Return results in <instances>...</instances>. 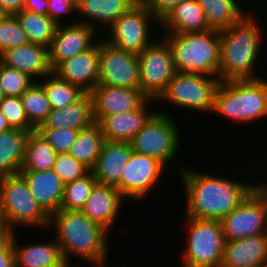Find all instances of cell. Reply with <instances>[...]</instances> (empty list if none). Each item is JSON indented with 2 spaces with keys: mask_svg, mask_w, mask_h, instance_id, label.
Masks as SVG:
<instances>
[{
  "mask_svg": "<svg viewBox=\"0 0 267 267\" xmlns=\"http://www.w3.org/2000/svg\"><path fill=\"white\" fill-rule=\"evenodd\" d=\"M23 10L33 12L37 15H47L48 0H24Z\"/></svg>",
  "mask_w": 267,
  "mask_h": 267,
  "instance_id": "44",
  "label": "cell"
},
{
  "mask_svg": "<svg viewBox=\"0 0 267 267\" xmlns=\"http://www.w3.org/2000/svg\"><path fill=\"white\" fill-rule=\"evenodd\" d=\"M156 110V101L147 99L138 109L105 116L97 124L106 141L130 142L157 112Z\"/></svg>",
  "mask_w": 267,
  "mask_h": 267,
  "instance_id": "19",
  "label": "cell"
},
{
  "mask_svg": "<svg viewBox=\"0 0 267 267\" xmlns=\"http://www.w3.org/2000/svg\"><path fill=\"white\" fill-rule=\"evenodd\" d=\"M36 131L45 138L56 153H67L79 132L67 128H37Z\"/></svg>",
  "mask_w": 267,
  "mask_h": 267,
  "instance_id": "40",
  "label": "cell"
},
{
  "mask_svg": "<svg viewBox=\"0 0 267 267\" xmlns=\"http://www.w3.org/2000/svg\"><path fill=\"white\" fill-rule=\"evenodd\" d=\"M47 15L57 25L76 22V0H48Z\"/></svg>",
  "mask_w": 267,
  "mask_h": 267,
  "instance_id": "41",
  "label": "cell"
},
{
  "mask_svg": "<svg viewBox=\"0 0 267 267\" xmlns=\"http://www.w3.org/2000/svg\"><path fill=\"white\" fill-rule=\"evenodd\" d=\"M221 224L226 241L267 234V189L259 183Z\"/></svg>",
  "mask_w": 267,
  "mask_h": 267,
  "instance_id": "11",
  "label": "cell"
},
{
  "mask_svg": "<svg viewBox=\"0 0 267 267\" xmlns=\"http://www.w3.org/2000/svg\"><path fill=\"white\" fill-rule=\"evenodd\" d=\"M111 87L139 89V62L137 55L124 52L99 39V81Z\"/></svg>",
  "mask_w": 267,
  "mask_h": 267,
  "instance_id": "14",
  "label": "cell"
},
{
  "mask_svg": "<svg viewBox=\"0 0 267 267\" xmlns=\"http://www.w3.org/2000/svg\"><path fill=\"white\" fill-rule=\"evenodd\" d=\"M185 236L180 266L221 267L226 245L220 220L182 217ZM186 227V228H185ZM185 234V235H184Z\"/></svg>",
  "mask_w": 267,
  "mask_h": 267,
  "instance_id": "8",
  "label": "cell"
},
{
  "mask_svg": "<svg viewBox=\"0 0 267 267\" xmlns=\"http://www.w3.org/2000/svg\"><path fill=\"white\" fill-rule=\"evenodd\" d=\"M84 262L80 265H76L74 262L72 263L71 261H65L60 267H82L81 265H83Z\"/></svg>",
  "mask_w": 267,
  "mask_h": 267,
  "instance_id": "48",
  "label": "cell"
},
{
  "mask_svg": "<svg viewBox=\"0 0 267 267\" xmlns=\"http://www.w3.org/2000/svg\"><path fill=\"white\" fill-rule=\"evenodd\" d=\"M48 230H52L65 261H73L75 256L87 267L109 264L110 233L81 211L59 210L50 217Z\"/></svg>",
  "mask_w": 267,
  "mask_h": 267,
  "instance_id": "3",
  "label": "cell"
},
{
  "mask_svg": "<svg viewBox=\"0 0 267 267\" xmlns=\"http://www.w3.org/2000/svg\"><path fill=\"white\" fill-rule=\"evenodd\" d=\"M0 7L9 16H15L24 9V0H0Z\"/></svg>",
  "mask_w": 267,
  "mask_h": 267,
  "instance_id": "45",
  "label": "cell"
},
{
  "mask_svg": "<svg viewBox=\"0 0 267 267\" xmlns=\"http://www.w3.org/2000/svg\"><path fill=\"white\" fill-rule=\"evenodd\" d=\"M0 267H15V254L12 240L0 247Z\"/></svg>",
  "mask_w": 267,
  "mask_h": 267,
  "instance_id": "43",
  "label": "cell"
},
{
  "mask_svg": "<svg viewBox=\"0 0 267 267\" xmlns=\"http://www.w3.org/2000/svg\"><path fill=\"white\" fill-rule=\"evenodd\" d=\"M266 6L267 0H261L241 20L220 31L221 81L256 80L266 77L261 71L260 75L258 70L261 68L258 63L264 59L261 57L264 53L262 50L267 48L264 45L267 42Z\"/></svg>",
  "mask_w": 267,
  "mask_h": 267,
  "instance_id": "2",
  "label": "cell"
},
{
  "mask_svg": "<svg viewBox=\"0 0 267 267\" xmlns=\"http://www.w3.org/2000/svg\"><path fill=\"white\" fill-rule=\"evenodd\" d=\"M95 123L93 118V99L91 94L84 93L77 101L50 113L38 128H67L84 130Z\"/></svg>",
  "mask_w": 267,
  "mask_h": 267,
  "instance_id": "26",
  "label": "cell"
},
{
  "mask_svg": "<svg viewBox=\"0 0 267 267\" xmlns=\"http://www.w3.org/2000/svg\"><path fill=\"white\" fill-rule=\"evenodd\" d=\"M53 170L64 184L82 178L91 171L68 153H57Z\"/></svg>",
  "mask_w": 267,
  "mask_h": 267,
  "instance_id": "39",
  "label": "cell"
},
{
  "mask_svg": "<svg viewBox=\"0 0 267 267\" xmlns=\"http://www.w3.org/2000/svg\"><path fill=\"white\" fill-rule=\"evenodd\" d=\"M12 129L6 119V117L0 111V133L7 132Z\"/></svg>",
  "mask_w": 267,
  "mask_h": 267,
  "instance_id": "47",
  "label": "cell"
},
{
  "mask_svg": "<svg viewBox=\"0 0 267 267\" xmlns=\"http://www.w3.org/2000/svg\"><path fill=\"white\" fill-rule=\"evenodd\" d=\"M129 142L104 141L95 167L91 170L97 183L116 186L132 153Z\"/></svg>",
  "mask_w": 267,
  "mask_h": 267,
  "instance_id": "24",
  "label": "cell"
},
{
  "mask_svg": "<svg viewBox=\"0 0 267 267\" xmlns=\"http://www.w3.org/2000/svg\"><path fill=\"white\" fill-rule=\"evenodd\" d=\"M220 81L219 78L213 76L176 72L169 81L165 92L156 101L159 109L157 111L169 115V113H173L170 112L173 111V109L171 110L173 107L175 108L174 111L178 108L179 111L183 109L185 112L187 110V114L190 112V115L192 112L193 114L194 112L200 113V116L201 114L212 115L215 93ZM158 104L163 106L161 111ZM169 105L170 111H167L165 108H169Z\"/></svg>",
  "mask_w": 267,
  "mask_h": 267,
  "instance_id": "7",
  "label": "cell"
},
{
  "mask_svg": "<svg viewBox=\"0 0 267 267\" xmlns=\"http://www.w3.org/2000/svg\"><path fill=\"white\" fill-rule=\"evenodd\" d=\"M31 194L43 211L51 217L60 210L63 199L64 183L53 169L46 171H20Z\"/></svg>",
  "mask_w": 267,
  "mask_h": 267,
  "instance_id": "22",
  "label": "cell"
},
{
  "mask_svg": "<svg viewBox=\"0 0 267 267\" xmlns=\"http://www.w3.org/2000/svg\"><path fill=\"white\" fill-rule=\"evenodd\" d=\"M5 97L3 91H2V87L0 85V101Z\"/></svg>",
  "mask_w": 267,
  "mask_h": 267,
  "instance_id": "51",
  "label": "cell"
},
{
  "mask_svg": "<svg viewBox=\"0 0 267 267\" xmlns=\"http://www.w3.org/2000/svg\"><path fill=\"white\" fill-rule=\"evenodd\" d=\"M174 118V113L168 115L157 111L129 143L134 152L157 159L166 169L173 162L171 167L176 164L174 167H177L175 170L179 173L184 168L182 163L181 166L177 162L182 154L183 131L180 129L184 126L179 125L181 122L178 123Z\"/></svg>",
  "mask_w": 267,
  "mask_h": 267,
  "instance_id": "6",
  "label": "cell"
},
{
  "mask_svg": "<svg viewBox=\"0 0 267 267\" xmlns=\"http://www.w3.org/2000/svg\"><path fill=\"white\" fill-rule=\"evenodd\" d=\"M53 73L90 94L99 81V40L90 49L61 62Z\"/></svg>",
  "mask_w": 267,
  "mask_h": 267,
  "instance_id": "18",
  "label": "cell"
},
{
  "mask_svg": "<svg viewBox=\"0 0 267 267\" xmlns=\"http://www.w3.org/2000/svg\"><path fill=\"white\" fill-rule=\"evenodd\" d=\"M256 267H267V264L263 265V266H256Z\"/></svg>",
  "mask_w": 267,
  "mask_h": 267,
  "instance_id": "53",
  "label": "cell"
},
{
  "mask_svg": "<svg viewBox=\"0 0 267 267\" xmlns=\"http://www.w3.org/2000/svg\"><path fill=\"white\" fill-rule=\"evenodd\" d=\"M34 82L27 73L0 62V85L5 96L20 97Z\"/></svg>",
  "mask_w": 267,
  "mask_h": 267,
  "instance_id": "36",
  "label": "cell"
},
{
  "mask_svg": "<svg viewBox=\"0 0 267 267\" xmlns=\"http://www.w3.org/2000/svg\"><path fill=\"white\" fill-rule=\"evenodd\" d=\"M30 43L15 16L7 15L0 21V55L9 49Z\"/></svg>",
  "mask_w": 267,
  "mask_h": 267,
  "instance_id": "38",
  "label": "cell"
},
{
  "mask_svg": "<svg viewBox=\"0 0 267 267\" xmlns=\"http://www.w3.org/2000/svg\"><path fill=\"white\" fill-rule=\"evenodd\" d=\"M93 118L98 123L103 117L138 109L148 98L140 89L111 87L97 84L91 91Z\"/></svg>",
  "mask_w": 267,
  "mask_h": 267,
  "instance_id": "16",
  "label": "cell"
},
{
  "mask_svg": "<svg viewBox=\"0 0 267 267\" xmlns=\"http://www.w3.org/2000/svg\"><path fill=\"white\" fill-rule=\"evenodd\" d=\"M0 111L6 117L12 129L27 132L36 130L28 121L21 97L5 96L0 101Z\"/></svg>",
  "mask_w": 267,
  "mask_h": 267,
  "instance_id": "37",
  "label": "cell"
},
{
  "mask_svg": "<svg viewBox=\"0 0 267 267\" xmlns=\"http://www.w3.org/2000/svg\"><path fill=\"white\" fill-rule=\"evenodd\" d=\"M20 97L29 123L37 129L52 109L43 87L35 81Z\"/></svg>",
  "mask_w": 267,
  "mask_h": 267,
  "instance_id": "34",
  "label": "cell"
},
{
  "mask_svg": "<svg viewBox=\"0 0 267 267\" xmlns=\"http://www.w3.org/2000/svg\"><path fill=\"white\" fill-rule=\"evenodd\" d=\"M96 183L92 171L82 178L66 183L60 210L80 211Z\"/></svg>",
  "mask_w": 267,
  "mask_h": 267,
  "instance_id": "35",
  "label": "cell"
},
{
  "mask_svg": "<svg viewBox=\"0 0 267 267\" xmlns=\"http://www.w3.org/2000/svg\"><path fill=\"white\" fill-rule=\"evenodd\" d=\"M260 180V183L267 189V180H262L261 181V179H259Z\"/></svg>",
  "mask_w": 267,
  "mask_h": 267,
  "instance_id": "52",
  "label": "cell"
},
{
  "mask_svg": "<svg viewBox=\"0 0 267 267\" xmlns=\"http://www.w3.org/2000/svg\"><path fill=\"white\" fill-rule=\"evenodd\" d=\"M165 168L157 159L132 151L121 180L115 187L128 202L141 203L150 194L152 196V191L165 178Z\"/></svg>",
  "mask_w": 267,
  "mask_h": 267,
  "instance_id": "13",
  "label": "cell"
},
{
  "mask_svg": "<svg viewBox=\"0 0 267 267\" xmlns=\"http://www.w3.org/2000/svg\"><path fill=\"white\" fill-rule=\"evenodd\" d=\"M173 54L176 72L220 79V32L160 33Z\"/></svg>",
  "mask_w": 267,
  "mask_h": 267,
  "instance_id": "5",
  "label": "cell"
},
{
  "mask_svg": "<svg viewBox=\"0 0 267 267\" xmlns=\"http://www.w3.org/2000/svg\"><path fill=\"white\" fill-rule=\"evenodd\" d=\"M261 0H196L203 8L209 29L222 31L241 20Z\"/></svg>",
  "mask_w": 267,
  "mask_h": 267,
  "instance_id": "27",
  "label": "cell"
},
{
  "mask_svg": "<svg viewBox=\"0 0 267 267\" xmlns=\"http://www.w3.org/2000/svg\"><path fill=\"white\" fill-rule=\"evenodd\" d=\"M0 62L27 73L35 81L53 72L49 64L48 48L33 43L4 51L0 55Z\"/></svg>",
  "mask_w": 267,
  "mask_h": 267,
  "instance_id": "21",
  "label": "cell"
},
{
  "mask_svg": "<svg viewBox=\"0 0 267 267\" xmlns=\"http://www.w3.org/2000/svg\"><path fill=\"white\" fill-rule=\"evenodd\" d=\"M104 141L100 126L94 123L89 128L78 132L67 153L92 170L97 163Z\"/></svg>",
  "mask_w": 267,
  "mask_h": 267,
  "instance_id": "30",
  "label": "cell"
},
{
  "mask_svg": "<svg viewBox=\"0 0 267 267\" xmlns=\"http://www.w3.org/2000/svg\"><path fill=\"white\" fill-rule=\"evenodd\" d=\"M136 4L134 0H76L77 21L94 28L102 36Z\"/></svg>",
  "mask_w": 267,
  "mask_h": 267,
  "instance_id": "20",
  "label": "cell"
},
{
  "mask_svg": "<svg viewBox=\"0 0 267 267\" xmlns=\"http://www.w3.org/2000/svg\"><path fill=\"white\" fill-rule=\"evenodd\" d=\"M99 267H110V264L109 265L108 264H105V265H102V266H99ZM112 267H126V266L125 265L122 266L121 264L119 265V263H118V266H116V265L114 266L113 265ZM127 267H131V266L128 265Z\"/></svg>",
  "mask_w": 267,
  "mask_h": 267,
  "instance_id": "50",
  "label": "cell"
},
{
  "mask_svg": "<svg viewBox=\"0 0 267 267\" xmlns=\"http://www.w3.org/2000/svg\"><path fill=\"white\" fill-rule=\"evenodd\" d=\"M29 133L20 129L0 133V177L20 173Z\"/></svg>",
  "mask_w": 267,
  "mask_h": 267,
  "instance_id": "29",
  "label": "cell"
},
{
  "mask_svg": "<svg viewBox=\"0 0 267 267\" xmlns=\"http://www.w3.org/2000/svg\"><path fill=\"white\" fill-rule=\"evenodd\" d=\"M44 89L52 109H59L77 101L84 92L60 79L53 72L37 81Z\"/></svg>",
  "mask_w": 267,
  "mask_h": 267,
  "instance_id": "33",
  "label": "cell"
},
{
  "mask_svg": "<svg viewBox=\"0 0 267 267\" xmlns=\"http://www.w3.org/2000/svg\"><path fill=\"white\" fill-rule=\"evenodd\" d=\"M136 3H140L141 0H134Z\"/></svg>",
  "mask_w": 267,
  "mask_h": 267,
  "instance_id": "54",
  "label": "cell"
},
{
  "mask_svg": "<svg viewBox=\"0 0 267 267\" xmlns=\"http://www.w3.org/2000/svg\"><path fill=\"white\" fill-rule=\"evenodd\" d=\"M18 231L11 236L14 254L15 267H60L64 262L61 249L53 236L44 242L21 245L19 243ZM18 236V238H17Z\"/></svg>",
  "mask_w": 267,
  "mask_h": 267,
  "instance_id": "23",
  "label": "cell"
},
{
  "mask_svg": "<svg viewBox=\"0 0 267 267\" xmlns=\"http://www.w3.org/2000/svg\"><path fill=\"white\" fill-rule=\"evenodd\" d=\"M137 58L139 89L148 99L157 101L176 73L171 47L160 35Z\"/></svg>",
  "mask_w": 267,
  "mask_h": 267,
  "instance_id": "12",
  "label": "cell"
},
{
  "mask_svg": "<svg viewBox=\"0 0 267 267\" xmlns=\"http://www.w3.org/2000/svg\"><path fill=\"white\" fill-rule=\"evenodd\" d=\"M101 37L94 28L78 21L58 25L48 47L52 70L66 59L90 49Z\"/></svg>",
  "mask_w": 267,
  "mask_h": 267,
  "instance_id": "15",
  "label": "cell"
},
{
  "mask_svg": "<svg viewBox=\"0 0 267 267\" xmlns=\"http://www.w3.org/2000/svg\"><path fill=\"white\" fill-rule=\"evenodd\" d=\"M267 77L256 80L220 81L212 116L236 126L254 125L267 118ZM227 119V120H226Z\"/></svg>",
  "mask_w": 267,
  "mask_h": 267,
  "instance_id": "4",
  "label": "cell"
},
{
  "mask_svg": "<svg viewBox=\"0 0 267 267\" xmlns=\"http://www.w3.org/2000/svg\"><path fill=\"white\" fill-rule=\"evenodd\" d=\"M0 215L13 232L21 226L42 232L50 225V217L39 206L20 174L0 177Z\"/></svg>",
  "mask_w": 267,
  "mask_h": 267,
  "instance_id": "9",
  "label": "cell"
},
{
  "mask_svg": "<svg viewBox=\"0 0 267 267\" xmlns=\"http://www.w3.org/2000/svg\"><path fill=\"white\" fill-rule=\"evenodd\" d=\"M13 231L9 228L5 219L0 215V247L11 240Z\"/></svg>",
  "mask_w": 267,
  "mask_h": 267,
  "instance_id": "46",
  "label": "cell"
},
{
  "mask_svg": "<svg viewBox=\"0 0 267 267\" xmlns=\"http://www.w3.org/2000/svg\"><path fill=\"white\" fill-rule=\"evenodd\" d=\"M210 30L203 8L196 0H183L160 21V33L202 32Z\"/></svg>",
  "mask_w": 267,
  "mask_h": 267,
  "instance_id": "28",
  "label": "cell"
},
{
  "mask_svg": "<svg viewBox=\"0 0 267 267\" xmlns=\"http://www.w3.org/2000/svg\"><path fill=\"white\" fill-rule=\"evenodd\" d=\"M267 264V234L226 241L221 267H256Z\"/></svg>",
  "mask_w": 267,
  "mask_h": 267,
  "instance_id": "25",
  "label": "cell"
},
{
  "mask_svg": "<svg viewBox=\"0 0 267 267\" xmlns=\"http://www.w3.org/2000/svg\"><path fill=\"white\" fill-rule=\"evenodd\" d=\"M57 153L36 130L29 133L21 171H46L54 167Z\"/></svg>",
  "mask_w": 267,
  "mask_h": 267,
  "instance_id": "31",
  "label": "cell"
},
{
  "mask_svg": "<svg viewBox=\"0 0 267 267\" xmlns=\"http://www.w3.org/2000/svg\"><path fill=\"white\" fill-rule=\"evenodd\" d=\"M126 202L115 186L96 183L80 211L111 233Z\"/></svg>",
  "mask_w": 267,
  "mask_h": 267,
  "instance_id": "17",
  "label": "cell"
},
{
  "mask_svg": "<svg viewBox=\"0 0 267 267\" xmlns=\"http://www.w3.org/2000/svg\"><path fill=\"white\" fill-rule=\"evenodd\" d=\"M241 171L239 174L242 180L240 176L236 180L235 175L234 179L233 176H225L222 172L216 175L212 171L208 174L197 168L195 170L187 165L184 166L179 173H176L185 195L182 196L185 197L183 203L185 210L182 216L221 221L260 183L255 178L249 182Z\"/></svg>",
  "mask_w": 267,
  "mask_h": 267,
  "instance_id": "1",
  "label": "cell"
},
{
  "mask_svg": "<svg viewBox=\"0 0 267 267\" xmlns=\"http://www.w3.org/2000/svg\"><path fill=\"white\" fill-rule=\"evenodd\" d=\"M7 14L4 12V10L0 7V21L3 20Z\"/></svg>",
  "mask_w": 267,
  "mask_h": 267,
  "instance_id": "49",
  "label": "cell"
},
{
  "mask_svg": "<svg viewBox=\"0 0 267 267\" xmlns=\"http://www.w3.org/2000/svg\"><path fill=\"white\" fill-rule=\"evenodd\" d=\"M181 1L183 0H141L140 3L161 21Z\"/></svg>",
  "mask_w": 267,
  "mask_h": 267,
  "instance_id": "42",
  "label": "cell"
},
{
  "mask_svg": "<svg viewBox=\"0 0 267 267\" xmlns=\"http://www.w3.org/2000/svg\"><path fill=\"white\" fill-rule=\"evenodd\" d=\"M160 21L141 3L120 16L102 38L124 52L139 55L160 36Z\"/></svg>",
  "mask_w": 267,
  "mask_h": 267,
  "instance_id": "10",
  "label": "cell"
},
{
  "mask_svg": "<svg viewBox=\"0 0 267 267\" xmlns=\"http://www.w3.org/2000/svg\"><path fill=\"white\" fill-rule=\"evenodd\" d=\"M15 17L27 34L30 43L47 48L50 46L58 25L48 15H37L22 10Z\"/></svg>",
  "mask_w": 267,
  "mask_h": 267,
  "instance_id": "32",
  "label": "cell"
}]
</instances>
